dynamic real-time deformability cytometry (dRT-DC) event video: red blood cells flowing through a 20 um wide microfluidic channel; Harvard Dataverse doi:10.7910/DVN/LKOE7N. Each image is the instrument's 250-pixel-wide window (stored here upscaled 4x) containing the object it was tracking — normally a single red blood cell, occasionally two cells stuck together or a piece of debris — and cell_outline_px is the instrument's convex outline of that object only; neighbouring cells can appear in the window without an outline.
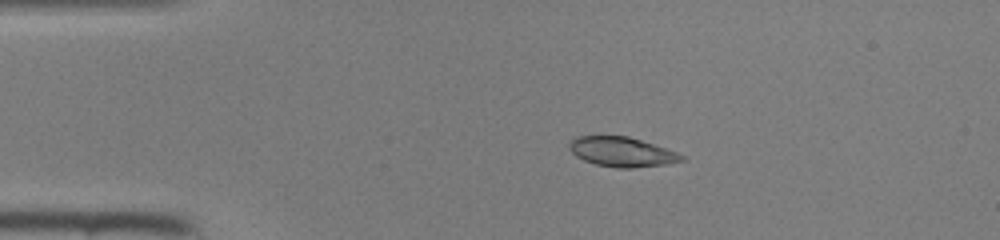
{"species": "common noctule bat (a hibernating species)", "species_latin": "Nyctalus noctula", "temperature_condition": "room temperature", "stored_images_in_passage": 39, "camera_frame_rate_fps": 3000, "um_per_image_px": 0.085, "animal": {"sex": "female", "body_mass_g": 22.0, "forearm_length_mm": 56.7}, "frame": {"image": 1, "passage_image": 2, "time_ms": 0.333, "image_size_px": [1000, 240], "cell_outline_px": [[688, 160], [664, 164], [632, 168], [616, 168], [596, 164], [584, 160], [576, 156], [568, 148], [568, 144], [576, 136], [628, 136], [676, 152], [684, 156]], "centroid_in_image_um": [52.84, 12.91], "position_along_channel_um": 32.2, "area_um2": 19.25}}
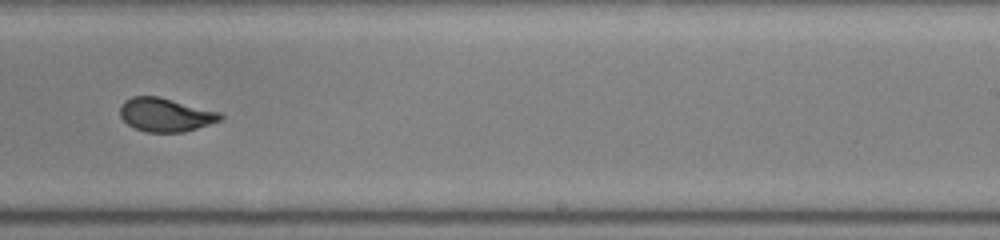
{"frame": {"image": 2, "passage_image": 22, "time_ms": 7.0, "image_size_px": [1000, 240], "cell_outline_px": [[224, 116], [220, 120], [184, 132], [144, 132], [128, 124], [120, 116], [120, 104], [124, 100], [132, 96], [156, 96], [220, 112]], "centroid_in_image_um": [14.03, 9.75], "position_along_channel_um": 275.0, "area_um2": 19.42}}
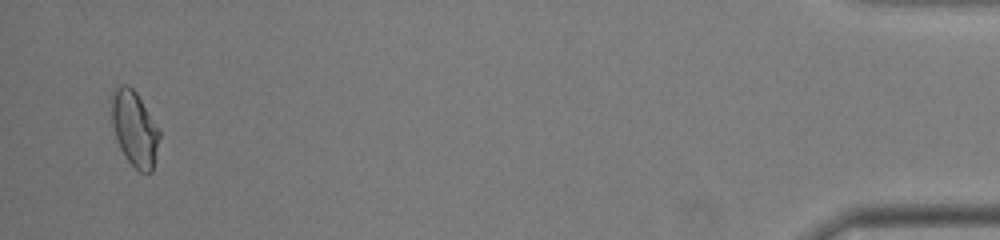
{"frame": {"image": 3, "passage_image": 38, "time_ms": 12.333, "image_size_px": [1000, 240], "cell_outline_px": [[160, 136], [152, 172], [140, 172], [128, 160], [120, 148], [112, 124], [112, 88], [120, 84], [128, 84], [136, 92], [160, 128]], "centroid_in_image_um": [11.45, 10.89], "position_along_channel_um": 423.8, "area_um2": 20.98}}